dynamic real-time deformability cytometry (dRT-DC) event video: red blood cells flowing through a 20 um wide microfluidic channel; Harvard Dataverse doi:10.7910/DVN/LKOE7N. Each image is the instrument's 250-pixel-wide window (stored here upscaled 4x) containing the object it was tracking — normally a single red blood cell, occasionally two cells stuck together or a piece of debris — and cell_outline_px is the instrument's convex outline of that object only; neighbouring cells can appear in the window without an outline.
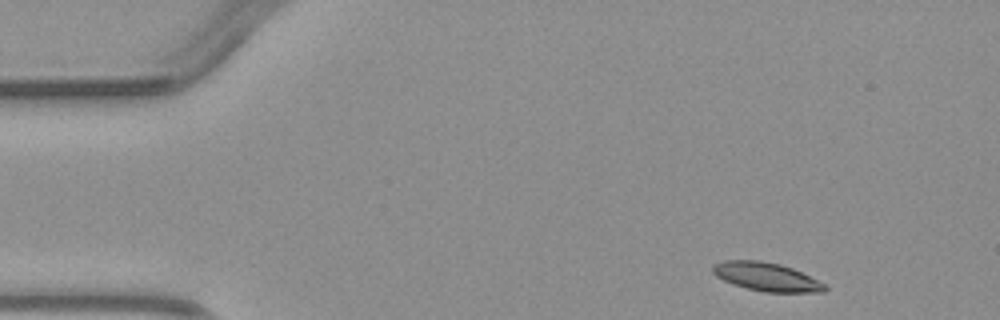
{"species": "common noctule bat (a hibernating species)", "species_latin": "Nyctalus noctula", "temperature_condition": "warm", "stored_images_in_passage": 3, "camera_frame_rate_fps": 3000, "um_per_image_px": 0.085, "animal": {"sex": "male", "body_mass_g": 23.1, "forearm_length_mm": 52.7}, "frame": {"image": 1, "passage_image": 1, "time_ms": 0.0, "image_size_px": [1000, 320], "cell_outline_px": [[828, 288], [824, 292], [764, 292], [748, 288], [724, 280], [716, 276], [712, 272], [712, 268], [716, 264], [724, 260], [760, 260], [780, 264], [792, 268], [824, 284]], "centroid_in_image_um": [65.14, 23.52], "position_along_channel_um": 19.9, "area_um2": 18.26}}